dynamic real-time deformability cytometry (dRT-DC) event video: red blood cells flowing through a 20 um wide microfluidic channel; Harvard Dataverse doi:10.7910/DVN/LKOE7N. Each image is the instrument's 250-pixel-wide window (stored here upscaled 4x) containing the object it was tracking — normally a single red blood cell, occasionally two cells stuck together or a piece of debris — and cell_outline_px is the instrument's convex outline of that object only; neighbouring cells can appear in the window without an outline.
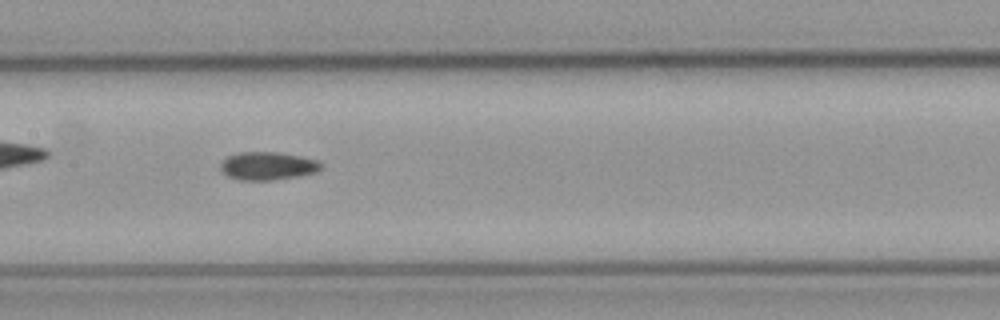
{"species": "common noctule bat (a hibernating species)", "species_latin": "Nyctalus noctula", "temperature_condition": "cold", "stored_images_in_passage": 42, "camera_frame_rate_fps": 3000, "um_per_image_px": 0.085, "animal": {"sex": "male", "body_mass_g": 23.1, "forearm_length_mm": 52.7}, "frame": {"image": 1, "passage_image": 19, "time_ms": 6.0, "image_size_px": [1000, 320], "cell_outline_px": [[324, 164], [316, 172], [296, 176], [268, 180], [240, 180], [228, 176], [220, 168], [220, 164], [228, 156], [236, 152], [280, 152], [320, 160]], "centroid_in_image_um": [22.77, 14.08], "position_along_channel_um": 184.6, "area_um2": 16.42}}
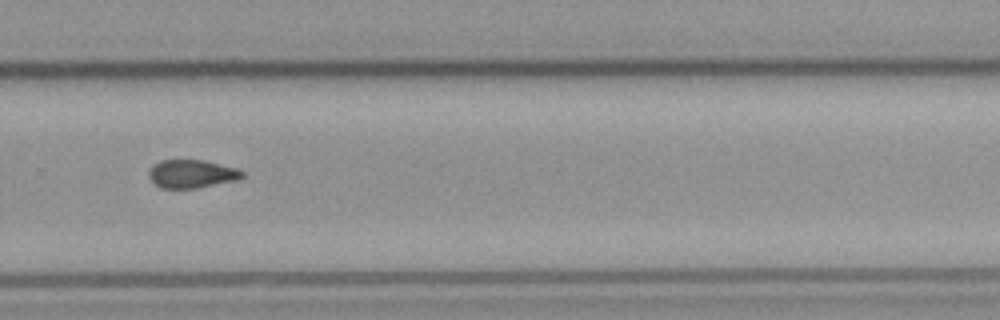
{"frame": {"image": 2, "passage_image": 30, "time_ms": 9.667, "image_size_px": [1000, 320], "cell_outline_px": [[244, 176], [236, 180], [196, 188], [160, 188], [148, 176], [148, 172], [160, 160], [204, 160], [236, 168], [244, 172]], "centroid_in_image_um": [16.3, 14.78], "position_along_channel_um": 313.5, "area_um2": 15.14}}